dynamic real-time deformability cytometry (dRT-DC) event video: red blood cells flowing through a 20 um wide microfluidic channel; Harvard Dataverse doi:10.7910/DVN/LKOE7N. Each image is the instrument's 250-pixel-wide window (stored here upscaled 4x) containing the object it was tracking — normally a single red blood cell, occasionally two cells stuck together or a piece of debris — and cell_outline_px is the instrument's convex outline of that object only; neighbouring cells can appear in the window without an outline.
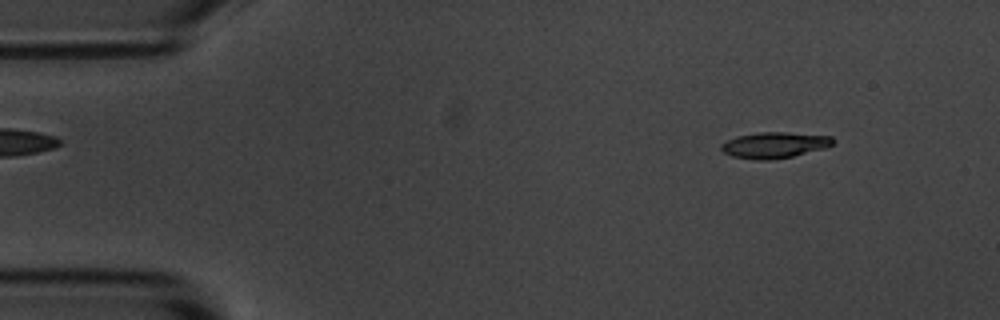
{"species": "common noctule bat (a hibernating species)", "species_latin": "Nyctalus noctula", "temperature_condition": "room temperature", "stored_images_in_passage": 54, "camera_frame_rate_fps": 3000, "um_per_image_px": 0.085, "animal": {"sex": "male", "body_mass_g": 20.1, "forearm_length_mm": 53.5}, "frame": {"image": 1, "passage_image": 5, "time_ms": 1.333, "image_size_px": [1000, 320], "cell_outline_px": [[832, 144], [824, 148], [792, 156], [768, 160], [752, 160], [732, 156], [724, 152], [720, 148], [720, 144], [736, 136], [760, 132], [784, 132], [832, 136]], "centroid_in_image_um": [65.77, 12.33], "position_along_channel_um": 19.2, "area_um2": 16.76}}
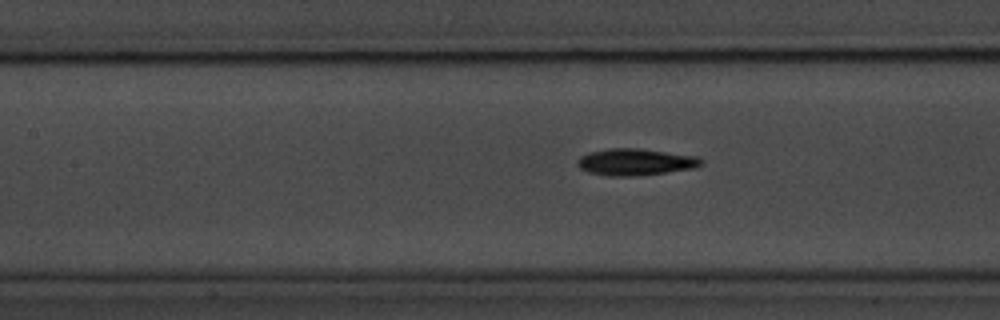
{"frame": {"image": 2, "passage_image": 23, "time_ms": 7.333, "image_size_px": [1000, 320], "cell_outline_px": [[704, 164], [692, 168], [664, 172], [632, 176], [608, 176], [588, 172], [580, 168], [576, 164], [580, 156], [588, 152], [608, 148], [640, 148], [696, 156], [704, 160]], "centroid_in_image_um": [53.98, 13.76], "position_along_channel_um": 153.4, "area_um2": 19.25}}
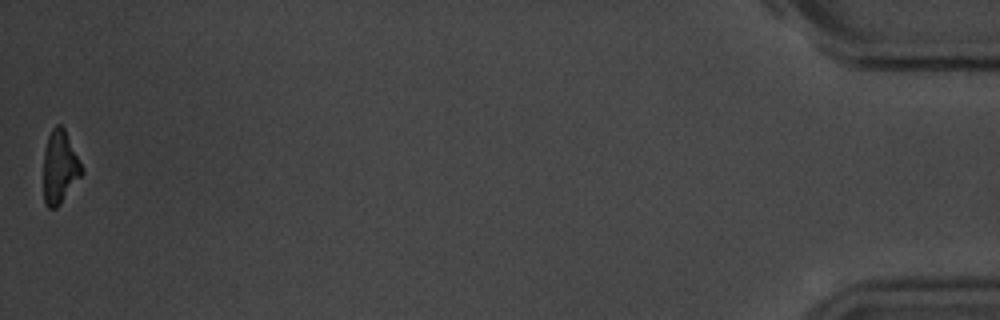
{"frame": {"image": 3, "passage_image": 54, "time_ms": 17.667, "image_size_px": [1000, 320], "cell_outline_px": [[84, 172], [60, 204], [56, 208], [48, 208], [44, 200], [44, 152], [48, 136], [52, 128], [56, 124], [60, 124], [64, 128]], "centroid_in_image_um": [5.07, 14.21], "position_along_channel_um": 430.1, "area_um2": 15.95}, "authors_computed_cell_mechanics": {"area_um2": 17.5712, "velocity_mm_per_s": 3.6238, "shape_relaxation_time_tau1_ms": 2.6501, "shape_relaxation_time_tau2_ms": 9.1351, "deformation_change_tau1": 0.1136, "deformation_change_tau2": 0.1889}}